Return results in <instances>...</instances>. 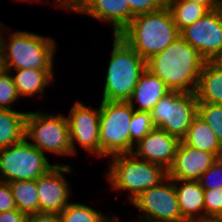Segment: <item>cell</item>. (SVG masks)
<instances>
[{
    "label": "cell",
    "mask_w": 222,
    "mask_h": 222,
    "mask_svg": "<svg viewBox=\"0 0 222 222\" xmlns=\"http://www.w3.org/2000/svg\"><path fill=\"white\" fill-rule=\"evenodd\" d=\"M206 60L181 36L146 60V69L171 91L195 92Z\"/></svg>",
    "instance_id": "obj_1"
},
{
    "label": "cell",
    "mask_w": 222,
    "mask_h": 222,
    "mask_svg": "<svg viewBox=\"0 0 222 222\" xmlns=\"http://www.w3.org/2000/svg\"><path fill=\"white\" fill-rule=\"evenodd\" d=\"M145 61L180 36L167 6L140 14L118 34Z\"/></svg>",
    "instance_id": "obj_2"
},
{
    "label": "cell",
    "mask_w": 222,
    "mask_h": 222,
    "mask_svg": "<svg viewBox=\"0 0 222 222\" xmlns=\"http://www.w3.org/2000/svg\"><path fill=\"white\" fill-rule=\"evenodd\" d=\"M145 69L146 61L121 37L114 35L102 100L128 101Z\"/></svg>",
    "instance_id": "obj_3"
},
{
    "label": "cell",
    "mask_w": 222,
    "mask_h": 222,
    "mask_svg": "<svg viewBox=\"0 0 222 222\" xmlns=\"http://www.w3.org/2000/svg\"><path fill=\"white\" fill-rule=\"evenodd\" d=\"M111 159L106 176L114 190H129L131 202L167 178V170L162 166L139 159L133 153L114 154Z\"/></svg>",
    "instance_id": "obj_4"
},
{
    "label": "cell",
    "mask_w": 222,
    "mask_h": 222,
    "mask_svg": "<svg viewBox=\"0 0 222 222\" xmlns=\"http://www.w3.org/2000/svg\"><path fill=\"white\" fill-rule=\"evenodd\" d=\"M4 39L3 60L7 71L17 69L52 70L55 51L54 39L29 32L10 33Z\"/></svg>",
    "instance_id": "obj_5"
},
{
    "label": "cell",
    "mask_w": 222,
    "mask_h": 222,
    "mask_svg": "<svg viewBox=\"0 0 222 222\" xmlns=\"http://www.w3.org/2000/svg\"><path fill=\"white\" fill-rule=\"evenodd\" d=\"M134 107L128 101H101L100 157L132 153L135 144L130 141V121Z\"/></svg>",
    "instance_id": "obj_6"
},
{
    "label": "cell",
    "mask_w": 222,
    "mask_h": 222,
    "mask_svg": "<svg viewBox=\"0 0 222 222\" xmlns=\"http://www.w3.org/2000/svg\"><path fill=\"white\" fill-rule=\"evenodd\" d=\"M197 106L195 92L171 91L150 111L152 123L181 141L197 115Z\"/></svg>",
    "instance_id": "obj_7"
},
{
    "label": "cell",
    "mask_w": 222,
    "mask_h": 222,
    "mask_svg": "<svg viewBox=\"0 0 222 222\" xmlns=\"http://www.w3.org/2000/svg\"><path fill=\"white\" fill-rule=\"evenodd\" d=\"M54 166L26 138L0 150V178L4 182L36 180Z\"/></svg>",
    "instance_id": "obj_8"
},
{
    "label": "cell",
    "mask_w": 222,
    "mask_h": 222,
    "mask_svg": "<svg viewBox=\"0 0 222 222\" xmlns=\"http://www.w3.org/2000/svg\"><path fill=\"white\" fill-rule=\"evenodd\" d=\"M25 138L34 141V147L59 155H73L69 124L63 115L49 116L39 112H29L25 118Z\"/></svg>",
    "instance_id": "obj_9"
},
{
    "label": "cell",
    "mask_w": 222,
    "mask_h": 222,
    "mask_svg": "<svg viewBox=\"0 0 222 222\" xmlns=\"http://www.w3.org/2000/svg\"><path fill=\"white\" fill-rule=\"evenodd\" d=\"M132 204L144 212L141 220L187 222L179 209L174 182L168 177L158 186L143 191Z\"/></svg>",
    "instance_id": "obj_10"
},
{
    "label": "cell",
    "mask_w": 222,
    "mask_h": 222,
    "mask_svg": "<svg viewBox=\"0 0 222 222\" xmlns=\"http://www.w3.org/2000/svg\"><path fill=\"white\" fill-rule=\"evenodd\" d=\"M180 36L206 60L222 55V12L210 10L195 23L180 32Z\"/></svg>",
    "instance_id": "obj_11"
},
{
    "label": "cell",
    "mask_w": 222,
    "mask_h": 222,
    "mask_svg": "<svg viewBox=\"0 0 222 222\" xmlns=\"http://www.w3.org/2000/svg\"><path fill=\"white\" fill-rule=\"evenodd\" d=\"M99 110L86 107L77 101L67 118L69 124L73 156L76 155V142L85 150L100 156Z\"/></svg>",
    "instance_id": "obj_12"
},
{
    "label": "cell",
    "mask_w": 222,
    "mask_h": 222,
    "mask_svg": "<svg viewBox=\"0 0 222 222\" xmlns=\"http://www.w3.org/2000/svg\"><path fill=\"white\" fill-rule=\"evenodd\" d=\"M70 172L69 165L55 164L46 174L36 179L39 213L59 214L69 204L70 188L63 174Z\"/></svg>",
    "instance_id": "obj_13"
},
{
    "label": "cell",
    "mask_w": 222,
    "mask_h": 222,
    "mask_svg": "<svg viewBox=\"0 0 222 222\" xmlns=\"http://www.w3.org/2000/svg\"><path fill=\"white\" fill-rule=\"evenodd\" d=\"M217 159L213 153L193 148L181 140L167 177L172 180H198Z\"/></svg>",
    "instance_id": "obj_14"
},
{
    "label": "cell",
    "mask_w": 222,
    "mask_h": 222,
    "mask_svg": "<svg viewBox=\"0 0 222 222\" xmlns=\"http://www.w3.org/2000/svg\"><path fill=\"white\" fill-rule=\"evenodd\" d=\"M180 140L166 131L154 128L134 147L132 153L142 160L168 170L174 161ZM136 150V151H134Z\"/></svg>",
    "instance_id": "obj_15"
},
{
    "label": "cell",
    "mask_w": 222,
    "mask_h": 222,
    "mask_svg": "<svg viewBox=\"0 0 222 222\" xmlns=\"http://www.w3.org/2000/svg\"><path fill=\"white\" fill-rule=\"evenodd\" d=\"M74 11L111 22L114 35H118L133 19L126 0H84Z\"/></svg>",
    "instance_id": "obj_16"
},
{
    "label": "cell",
    "mask_w": 222,
    "mask_h": 222,
    "mask_svg": "<svg viewBox=\"0 0 222 222\" xmlns=\"http://www.w3.org/2000/svg\"><path fill=\"white\" fill-rule=\"evenodd\" d=\"M173 182L182 217L187 222H204V190L198 180H173ZM178 182L183 184L180 186ZM197 212L200 213L199 216Z\"/></svg>",
    "instance_id": "obj_17"
},
{
    "label": "cell",
    "mask_w": 222,
    "mask_h": 222,
    "mask_svg": "<svg viewBox=\"0 0 222 222\" xmlns=\"http://www.w3.org/2000/svg\"><path fill=\"white\" fill-rule=\"evenodd\" d=\"M169 92L171 90L159 77L145 69L128 102L133 105V102L137 100L140 104L136 111L150 112L158 101Z\"/></svg>",
    "instance_id": "obj_18"
},
{
    "label": "cell",
    "mask_w": 222,
    "mask_h": 222,
    "mask_svg": "<svg viewBox=\"0 0 222 222\" xmlns=\"http://www.w3.org/2000/svg\"><path fill=\"white\" fill-rule=\"evenodd\" d=\"M195 94L198 102L222 105V65L217 60L203 65Z\"/></svg>",
    "instance_id": "obj_19"
},
{
    "label": "cell",
    "mask_w": 222,
    "mask_h": 222,
    "mask_svg": "<svg viewBox=\"0 0 222 222\" xmlns=\"http://www.w3.org/2000/svg\"><path fill=\"white\" fill-rule=\"evenodd\" d=\"M182 141L193 148L213 153L217 158L222 154L216 134L198 114L193 118Z\"/></svg>",
    "instance_id": "obj_20"
},
{
    "label": "cell",
    "mask_w": 222,
    "mask_h": 222,
    "mask_svg": "<svg viewBox=\"0 0 222 222\" xmlns=\"http://www.w3.org/2000/svg\"><path fill=\"white\" fill-rule=\"evenodd\" d=\"M27 113L0 109V150L19 143L25 138Z\"/></svg>",
    "instance_id": "obj_21"
},
{
    "label": "cell",
    "mask_w": 222,
    "mask_h": 222,
    "mask_svg": "<svg viewBox=\"0 0 222 222\" xmlns=\"http://www.w3.org/2000/svg\"><path fill=\"white\" fill-rule=\"evenodd\" d=\"M14 84L21 96H32L35 93L44 92V88L49 85L53 79L52 70L38 69H17L13 77Z\"/></svg>",
    "instance_id": "obj_22"
},
{
    "label": "cell",
    "mask_w": 222,
    "mask_h": 222,
    "mask_svg": "<svg viewBox=\"0 0 222 222\" xmlns=\"http://www.w3.org/2000/svg\"><path fill=\"white\" fill-rule=\"evenodd\" d=\"M166 6L179 32L210 11L205 6L187 0H166Z\"/></svg>",
    "instance_id": "obj_23"
},
{
    "label": "cell",
    "mask_w": 222,
    "mask_h": 222,
    "mask_svg": "<svg viewBox=\"0 0 222 222\" xmlns=\"http://www.w3.org/2000/svg\"><path fill=\"white\" fill-rule=\"evenodd\" d=\"M16 208L26 216L39 213L36 180H17L9 183Z\"/></svg>",
    "instance_id": "obj_24"
},
{
    "label": "cell",
    "mask_w": 222,
    "mask_h": 222,
    "mask_svg": "<svg viewBox=\"0 0 222 222\" xmlns=\"http://www.w3.org/2000/svg\"><path fill=\"white\" fill-rule=\"evenodd\" d=\"M61 222H110L111 218L104 216L91 207L79 203H69L60 213Z\"/></svg>",
    "instance_id": "obj_25"
},
{
    "label": "cell",
    "mask_w": 222,
    "mask_h": 222,
    "mask_svg": "<svg viewBox=\"0 0 222 222\" xmlns=\"http://www.w3.org/2000/svg\"><path fill=\"white\" fill-rule=\"evenodd\" d=\"M197 114L213 130L222 147V105L198 102Z\"/></svg>",
    "instance_id": "obj_26"
},
{
    "label": "cell",
    "mask_w": 222,
    "mask_h": 222,
    "mask_svg": "<svg viewBox=\"0 0 222 222\" xmlns=\"http://www.w3.org/2000/svg\"><path fill=\"white\" fill-rule=\"evenodd\" d=\"M222 221V187L204 190V222Z\"/></svg>",
    "instance_id": "obj_27"
},
{
    "label": "cell",
    "mask_w": 222,
    "mask_h": 222,
    "mask_svg": "<svg viewBox=\"0 0 222 222\" xmlns=\"http://www.w3.org/2000/svg\"><path fill=\"white\" fill-rule=\"evenodd\" d=\"M154 128L150 112L134 110L130 121V141L136 145Z\"/></svg>",
    "instance_id": "obj_28"
},
{
    "label": "cell",
    "mask_w": 222,
    "mask_h": 222,
    "mask_svg": "<svg viewBox=\"0 0 222 222\" xmlns=\"http://www.w3.org/2000/svg\"><path fill=\"white\" fill-rule=\"evenodd\" d=\"M9 73L6 70L0 75V109H12L9 105L13 104L20 97L13 78Z\"/></svg>",
    "instance_id": "obj_29"
},
{
    "label": "cell",
    "mask_w": 222,
    "mask_h": 222,
    "mask_svg": "<svg viewBox=\"0 0 222 222\" xmlns=\"http://www.w3.org/2000/svg\"><path fill=\"white\" fill-rule=\"evenodd\" d=\"M213 177L216 180H213ZM198 182L203 190L222 187V162L217 159L212 166L198 179Z\"/></svg>",
    "instance_id": "obj_30"
},
{
    "label": "cell",
    "mask_w": 222,
    "mask_h": 222,
    "mask_svg": "<svg viewBox=\"0 0 222 222\" xmlns=\"http://www.w3.org/2000/svg\"><path fill=\"white\" fill-rule=\"evenodd\" d=\"M133 17L147 12L157 11L166 6V0H126Z\"/></svg>",
    "instance_id": "obj_31"
},
{
    "label": "cell",
    "mask_w": 222,
    "mask_h": 222,
    "mask_svg": "<svg viewBox=\"0 0 222 222\" xmlns=\"http://www.w3.org/2000/svg\"><path fill=\"white\" fill-rule=\"evenodd\" d=\"M16 209L12 190L8 182L0 179V213Z\"/></svg>",
    "instance_id": "obj_32"
},
{
    "label": "cell",
    "mask_w": 222,
    "mask_h": 222,
    "mask_svg": "<svg viewBox=\"0 0 222 222\" xmlns=\"http://www.w3.org/2000/svg\"><path fill=\"white\" fill-rule=\"evenodd\" d=\"M25 222H61L59 214L35 213L26 216Z\"/></svg>",
    "instance_id": "obj_33"
},
{
    "label": "cell",
    "mask_w": 222,
    "mask_h": 222,
    "mask_svg": "<svg viewBox=\"0 0 222 222\" xmlns=\"http://www.w3.org/2000/svg\"><path fill=\"white\" fill-rule=\"evenodd\" d=\"M26 215L17 208L0 213V222H25Z\"/></svg>",
    "instance_id": "obj_34"
},
{
    "label": "cell",
    "mask_w": 222,
    "mask_h": 222,
    "mask_svg": "<svg viewBox=\"0 0 222 222\" xmlns=\"http://www.w3.org/2000/svg\"><path fill=\"white\" fill-rule=\"evenodd\" d=\"M207 7L209 10L220 8L222 0H187Z\"/></svg>",
    "instance_id": "obj_35"
},
{
    "label": "cell",
    "mask_w": 222,
    "mask_h": 222,
    "mask_svg": "<svg viewBox=\"0 0 222 222\" xmlns=\"http://www.w3.org/2000/svg\"><path fill=\"white\" fill-rule=\"evenodd\" d=\"M56 4L62 9L65 8V10L74 11L76 9V0H57L54 5L56 6Z\"/></svg>",
    "instance_id": "obj_36"
},
{
    "label": "cell",
    "mask_w": 222,
    "mask_h": 222,
    "mask_svg": "<svg viewBox=\"0 0 222 222\" xmlns=\"http://www.w3.org/2000/svg\"><path fill=\"white\" fill-rule=\"evenodd\" d=\"M6 71L5 62L3 56L0 55V75Z\"/></svg>",
    "instance_id": "obj_37"
},
{
    "label": "cell",
    "mask_w": 222,
    "mask_h": 222,
    "mask_svg": "<svg viewBox=\"0 0 222 222\" xmlns=\"http://www.w3.org/2000/svg\"><path fill=\"white\" fill-rule=\"evenodd\" d=\"M2 24H0L1 26ZM3 34H1V28H0V55L3 54V45H4V38Z\"/></svg>",
    "instance_id": "obj_38"
},
{
    "label": "cell",
    "mask_w": 222,
    "mask_h": 222,
    "mask_svg": "<svg viewBox=\"0 0 222 222\" xmlns=\"http://www.w3.org/2000/svg\"><path fill=\"white\" fill-rule=\"evenodd\" d=\"M84 0H76V8L83 2Z\"/></svg>",
    "instance_id": "obj_39"
},
{
    "label": "cell",
    "mask_w": 222,
    "mask_h": 222,
    "mask_svg": "<svg viewBox=\"0 0 222 222\" xmlns=\"http://www.w3.org/2000/svg\"><path fill=\"white\" fill-rule=\"evenodd\" d=\"M217 61L222 65V55L217 59Z\"/></svg>",
    "instance_id": "obj_40"
},
{
    "label": "cell",
    "mask_w": 222,
    "mask_h": 222,
    "mask_svg": "<svg viewBox=\"0 0 222 222\" xmlns=\"http://www.w3.org/2000/svg\"><path fill=\"white\" fill-rule=\"evenodd\" d=\"M110 222H119V221L117 220V218L114 217Z\"/></svg>",
    "instance_id": "obj_41"
},
{
    "label": "cell",
    "mask_w": 222,
    "mask_h": 222,
    "mask_svg": "<svg viewBox=\"0 0 222 222\" xmlns=\"http://www.w3.org/2000/svg\"><path fill=\"white\" fill-rule=\"evenodd\" d=\"M138 222H152V221H148V220H139Z\"/></svg>",
    "instance_id": "obj_42"
},
{
    "label": "cell",
    "mask_w": 222,
    "mask_h": 222,
    "mask_svg": "<svg viewBox=\"0 0 222 222\" xmlns=\"http://www.w3.org/2000/svg\"><path fill=\"white\" fill-rule=\"evenodd\" d=\"M22 1H36L37 2V0H22ZM40 1V0H39Z\"/></svg>",
    "instance_id": "obj_43"
},
{
    "label": "cell",
    "mask_w": 222,
    "mask_h": 222,
    "mask_svg": "<svg viewBox=\"0 0 222 222\" xmlns=\"http://www.w3.org/2000/svg\"><path fill=\"white\" fill-rule=\"evenodd\" d=\"M220 10H221V12H222V1H221V5H220V8H219Z\"/></svg>",
    "instance_id": "obj_44"
},
{
    "label": "cell",
    "mask_w": 222,
    "mask_h": 222,
    "mask_svg": "<svg viewBox=\"0 0 222 222\" xmlns=\"http://www.w3.org/2000/svg\"><path fill=\"white\" fill-rule=\"evenodd\" d=\"M218 159L222 162V154H221V156Z\"/></svg>",
    "instance_id": "obj_45"
}]
</instances>
